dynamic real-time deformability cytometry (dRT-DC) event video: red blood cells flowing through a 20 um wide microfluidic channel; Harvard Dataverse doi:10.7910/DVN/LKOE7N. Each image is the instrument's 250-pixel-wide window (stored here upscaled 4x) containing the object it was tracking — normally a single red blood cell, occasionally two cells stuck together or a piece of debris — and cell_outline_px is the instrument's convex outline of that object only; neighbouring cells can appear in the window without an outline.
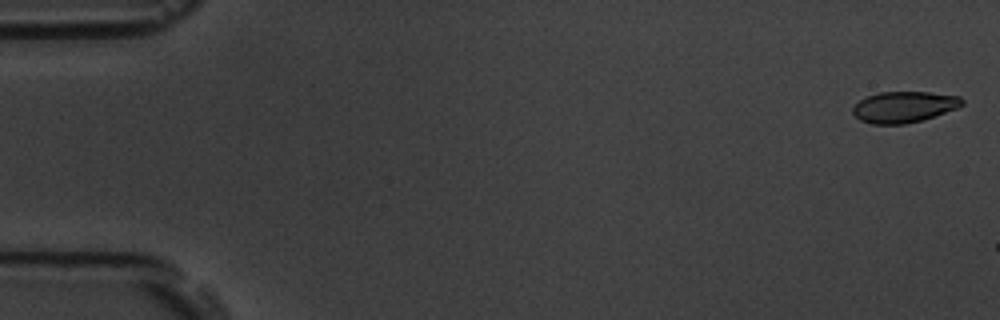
{"species": "common noctule bat (a hibernating species)", "species_latin": "Nyctalus noctula", "temperature_condition": "room temperature", "stored_images_in_passage": 7, "camera_frame_rate_fps": 3000, "um_per_image_px": 0.085, "animal": {"sex": "male", "body_mass_g": 19.5, "forearm_length_mm": 54.6}, "frame": {"image": 1, "passage_image": 1, "time_ms": 0.0, "image_size_px": [1000, 320], "cell_outline_px": [[964, 104], [956, 108], [920, 120], [904, 124], [872, 124], [860, 120], [852, 112], [852, 108], [860, 100], [868, 96], [880, 92], [928, 92], [960, 96], [964, 100]], "centroid_in_image_um": [76.82, 9.08], "position_along_channel_um": 8.2, "area_um2": 19.54}}